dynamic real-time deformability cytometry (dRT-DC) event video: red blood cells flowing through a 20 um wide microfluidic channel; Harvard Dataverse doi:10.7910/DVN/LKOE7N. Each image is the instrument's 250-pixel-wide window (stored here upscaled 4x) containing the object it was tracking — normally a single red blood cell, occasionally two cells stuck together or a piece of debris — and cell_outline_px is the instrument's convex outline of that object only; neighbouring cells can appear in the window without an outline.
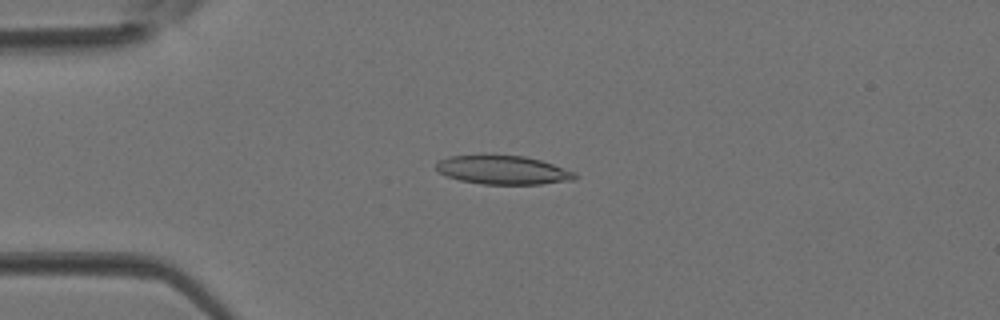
{"species": "Egyptian fruit bat (a non-hibernating species)", "species_latin": "Rousettus aegyptiacus", "temperature_condition": "room temperature", "stored_images_in_passage": 2, "camera_frame_rate_fps": 3000, "um_per_image_px": 0.085, "animal": {"sex": "female"}, "frame": {"image": 1, "passage_image": 2, "time_ms": 0.333, "image_size_px": [1000, 320], "cell_outline_px": [[576, 176], [572, 180], [540, 184], [484, 184], [460, 180], [448, 176], [440, 172], [436, 168], [436, 164], [440, 160], [448, 156], [484, 152], [524, 156], [540, 160], [576, 172]], "centroid_in_image_um": [42.7, 14.4], "position_along_channel_um": 42.3, "area_um2": 23.81}}